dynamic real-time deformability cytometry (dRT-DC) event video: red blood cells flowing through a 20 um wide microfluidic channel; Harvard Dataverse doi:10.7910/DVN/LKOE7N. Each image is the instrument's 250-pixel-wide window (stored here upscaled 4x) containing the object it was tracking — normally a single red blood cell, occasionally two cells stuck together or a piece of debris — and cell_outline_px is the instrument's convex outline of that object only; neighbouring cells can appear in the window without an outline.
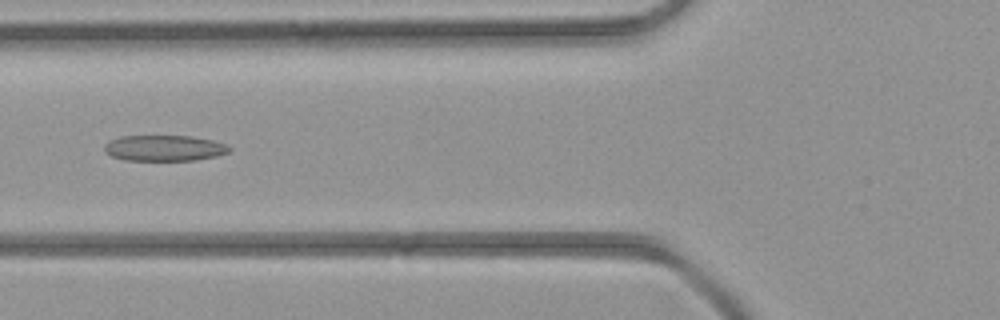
{"species": "common noctule bat (a hibernating species)", "species_latin": "Nyctalus noctula", "temperature_condition": "room temperature", "stored_images_in_passage": 4, "camera_frame_rate_fps": 3000, "um_per_image_px": 0.085, "animal": {"sex": "female", "body_mass_g": 21.9}, "frame": {"image": 1, "passage_image": 4, "time_ms": 4.333, "image_size_px": [1000, 320], "cell_outline_px": [[232, 148], [228, 152], [216, 156], [196, 160], [124, 160], [112, 156], [104, 152], [104, 144], [108, 140], [120, 136], [192, 136], [212, 140], [224, 144]], "centroid_in_image_um": [13.92, 12.58], "position_along_channel_um": 111.9, "area_um2": 18.84}}